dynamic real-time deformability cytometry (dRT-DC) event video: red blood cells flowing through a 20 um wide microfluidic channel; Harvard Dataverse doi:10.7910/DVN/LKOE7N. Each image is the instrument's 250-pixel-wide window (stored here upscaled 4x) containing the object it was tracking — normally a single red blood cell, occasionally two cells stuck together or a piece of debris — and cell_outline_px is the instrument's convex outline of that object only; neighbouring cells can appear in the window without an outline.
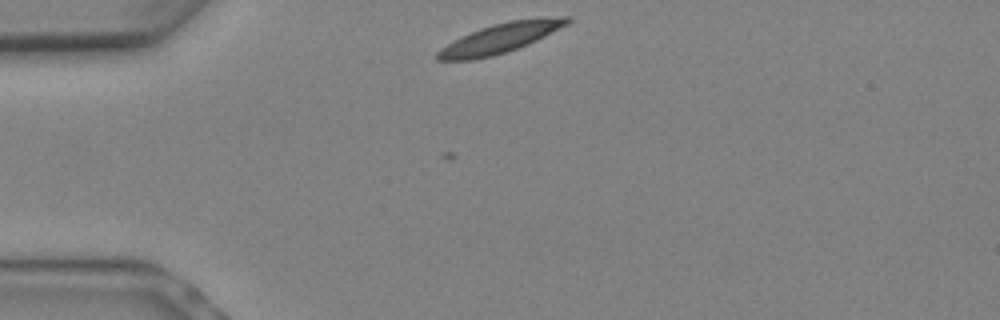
{"species": "Egyptian fruit bat (a non-hibernating species)", "species_latin": "Rousettus aegyptiacus", "temperature_condition": "warm", "stored_images_in_passage": 5, "camera_frame_rate_fps": 3000, "um_per_image_px": 0.085, "animal": {"sex": "female"}, "frame": {"image": 1, "passage_image": 1, "time_ms": 0.0, "image_size_px": [1000, 320], "cell_outline_px": [[568, 20], [548, 32], [524, 44], [500, 52], [484, 56], [456, 60], [444, 60], [436, 56], [440, 52], [452, 44], [484, 28], [516, 20]], "centroid_in_image_um": [42.35, 3.3], "position_along_channel_um": 42.7, "area_um2": 18.09}}
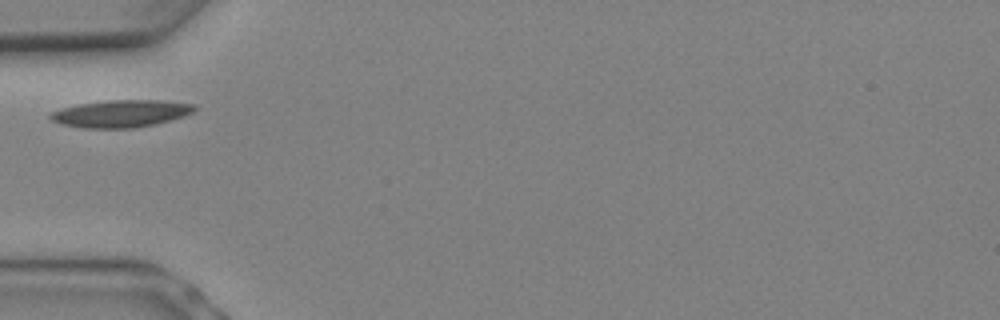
{"frame": {"image": 2, "passage_image": 3, "time_ms": 0.667, "image_size_px": [1000, 320], "cell_outline_px": [[192, 108], [176, 116], [144, 124], [72, 124], [56, 120], [52, 116], [60, 112], [72, 108], [96, 104], [180, 104]], "centroid_in_image_um": [10.21, 9.67], "position_along_channel_um": 74.8, "area_um2": 15.9}}
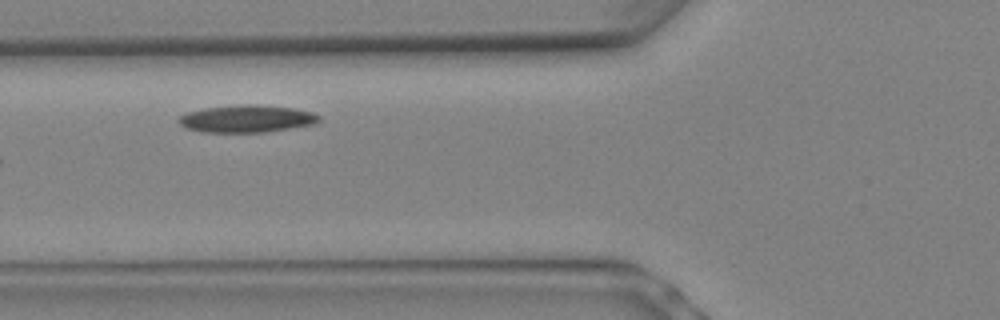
{"frame": {"image": 3, "passage_image": 4, "time_ms": 1.0, "image_size_px": [1000, 320], "cell_outline_px": [[316, 116], [312, 120], [300, 124], [276, 128], [196, 128], [184, 124], [184, 116], [200, 112], [220, 108], [276, 108], [304, 112]], "centroid_in_image_um": [20.99, 10.06], "position_along_channel_um": 104.8, "area_um2": 15.84}}